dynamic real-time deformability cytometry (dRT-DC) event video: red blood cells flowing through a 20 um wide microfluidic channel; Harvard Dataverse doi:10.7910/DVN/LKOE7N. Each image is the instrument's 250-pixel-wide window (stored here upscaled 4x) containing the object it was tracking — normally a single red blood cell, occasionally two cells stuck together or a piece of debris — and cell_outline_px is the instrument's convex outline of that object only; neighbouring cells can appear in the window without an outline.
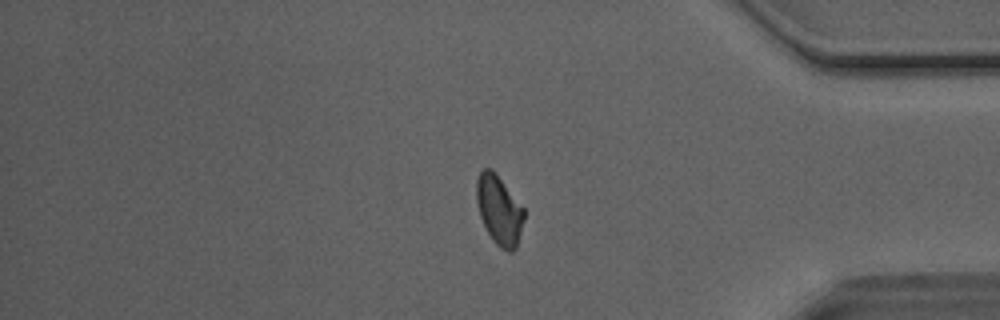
{"species": "Egyptian fruit bat (a non-hibernating species)", "species_latin": "Rousettus aegyptiacus", "temperature_condition": "room temperature", "stored_images_in_passage": 50, "camera_frame_rate_fps": 3000, "um_per_image_px": 0.085, "animal": {"sex": "male"}, "frame": {"image": 1, "passage_image": 42, "time_ms": 13.667, "image_size_px": [1000, 320], "cell_outline_px": [[524, 220], [516, 248], [512, 252], [508, 252], [500, 248], [492, 240], [480, 216], [476, 200], [476, 180], [480, 172], [484, 168], [492, 168], [496, 172], [524, 208]], "centroid_in_image_um": [42.43, 17.84], "position_along_channel_um": 392.8, "area_um2": 19.31}}
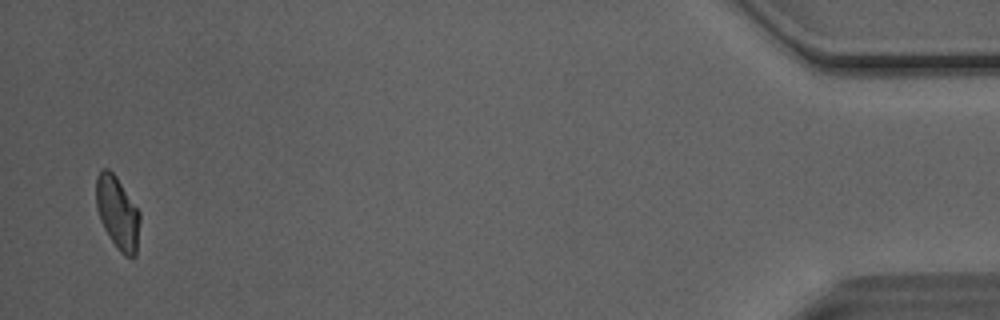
{"frame": {"image": 2, "passage_image": 49, "time_ms": 16.0, "image_size_px": [1000, 320], "cell_outline_px": [[140, 220], [136, 256], [124, 256], [116, 248], [104, 228], [100, 220], [96, 208], [96, 176], [100, 168], [108, 168], [116, 176], [140, 212]], "centroid_in_image_um": [9.98, 18.07], "position_along_channel_um": 425.2, "area_um2": 18.67}, "authors_computed_cell_mechanics": {"area_um2": 19.652, "velocity_mm_per_s": 4.0781, "shape_relaxation_time_tau1_ms": null, "shape_relaxation_time_tau2_ms": 2.4147, "deformation_change_tau1": null, "deformation_change_tau2": 0.0936}}